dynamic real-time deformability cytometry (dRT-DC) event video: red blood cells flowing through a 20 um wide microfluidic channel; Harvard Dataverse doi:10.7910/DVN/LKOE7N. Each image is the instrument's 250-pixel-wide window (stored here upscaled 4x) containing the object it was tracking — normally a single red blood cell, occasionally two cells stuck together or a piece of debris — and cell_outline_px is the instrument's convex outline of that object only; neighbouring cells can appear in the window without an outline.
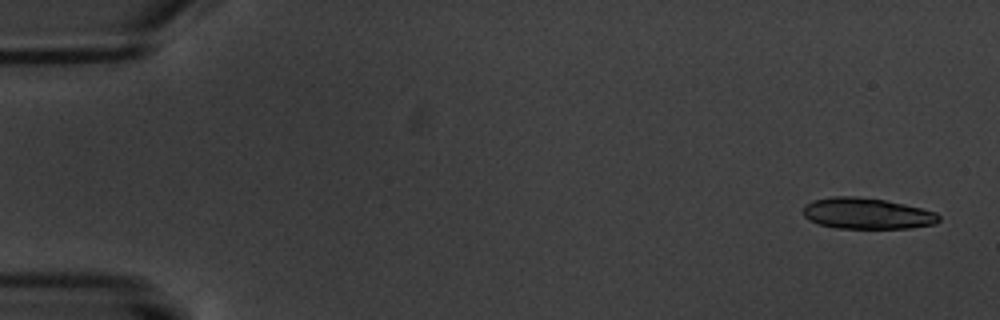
{"species": "common noctule bat (a hibernating species)", "species_latin": "Nyctalus noctula", "temperature_condition": "warm", "stored_images_in_passage": 9, "segment_of_instrument_passage": [1, 2], "camera_frame_rate_fps": 3000, "um_per_image_px": 0.085, "animal": {"sex": "male", "body_mass_g": 20.1, "forearm_length_mm": 53.5}, "frame": {"image": 1, "passage_image": 1, "time_ms": 0.0, "image_size_px": [1000, 320], "cell_outline_px": [[940, 220], [936, 224], [908, 228], [836, 228], [820, 224], [808, 220], [804, 216], [804, 204], [812, 200], [832, 196], [852, 196], [884, 200], [904, 204], [936, 212], [940, 216]], "centroid_in_image_um": [73.68, 18.14], "position_along_channel_um": 11.3, "area_um2": 24.57}}